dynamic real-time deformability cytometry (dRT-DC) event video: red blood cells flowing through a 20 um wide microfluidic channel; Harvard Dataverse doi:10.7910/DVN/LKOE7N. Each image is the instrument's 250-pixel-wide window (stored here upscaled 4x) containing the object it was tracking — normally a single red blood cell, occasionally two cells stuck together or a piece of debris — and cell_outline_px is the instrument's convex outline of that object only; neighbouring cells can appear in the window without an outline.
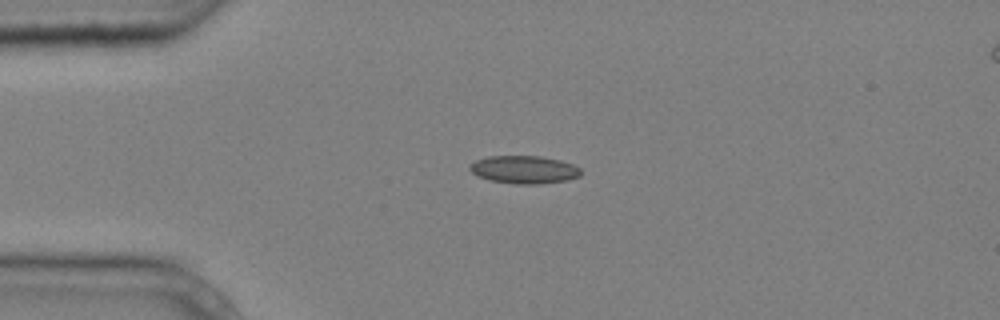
{"species": "common noctule bat (a hibernating species)", "species_latin": "Nyctalus noctula", "temperature_condition": "cold", "stored_images_in_passage": 3, "segment_of_instrument_passage": [1, 2], "camera_frame_rate_fps": 3000, "um_per_image_px": 0.085, "animal": {"sex": "male", "body_mass_g": 20.4}, "frame": {"image": 1, "passage_image": 2, "time_ms": 0.333, "image_size_px": [1000, 320], "cell_outline_px": [[580, 176], [568, 180], [536, 184], [516, 184], [488, 180], [472, 172], [468, 168], [468, 164], [476, 160], [488, 156], [540, 156], [560, 160], [572, 164], [580, 168]], "centroid_in_image_um": [44.53, 14.41], "position_along_channel_um": 40.5, "area_um2": 18.03}}